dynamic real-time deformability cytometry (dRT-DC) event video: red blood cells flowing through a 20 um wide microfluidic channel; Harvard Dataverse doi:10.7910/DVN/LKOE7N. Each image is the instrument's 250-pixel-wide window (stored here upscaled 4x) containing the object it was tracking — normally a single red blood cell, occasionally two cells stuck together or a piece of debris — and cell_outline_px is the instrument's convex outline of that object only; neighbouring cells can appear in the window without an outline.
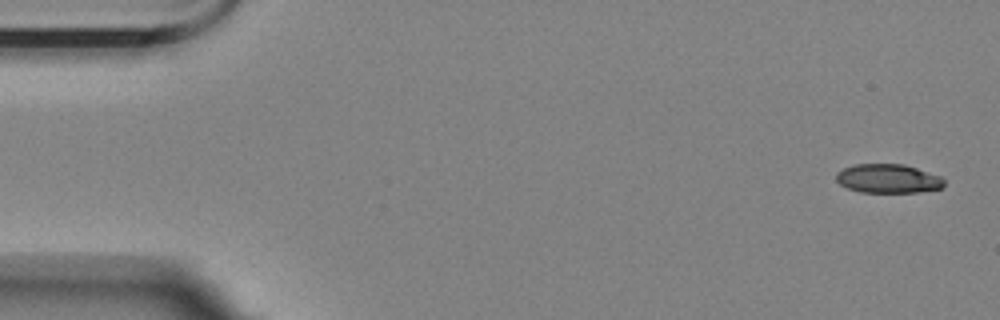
{"species": "Egyptian fruit bat (a non-hibernating species)", "species_latin": "Rousettus aegyptiacus", "temperature_condition": "room temperature", "stored_images_in_passage": 6, "camera_frame_rate_fps": 3000, "um_per_image_px": 0.085, "animal": {"sex": "female"}, "frame": {"image": 1, "passage_image": 1, "time_ms": 0.0, "image_size_px": [1000, 320], "cell_outline_px": [[944, 188], [916, 192], [860, 192], [848, 188], [840, 184], [836, 180], [836, 172], [852, 164], [904, 164], [940, 176], [944, 180]], "centroid_in_image_um": [75.47, 15.18], "position_along_channel_um": 9.5, "area_um2": 18.21}}